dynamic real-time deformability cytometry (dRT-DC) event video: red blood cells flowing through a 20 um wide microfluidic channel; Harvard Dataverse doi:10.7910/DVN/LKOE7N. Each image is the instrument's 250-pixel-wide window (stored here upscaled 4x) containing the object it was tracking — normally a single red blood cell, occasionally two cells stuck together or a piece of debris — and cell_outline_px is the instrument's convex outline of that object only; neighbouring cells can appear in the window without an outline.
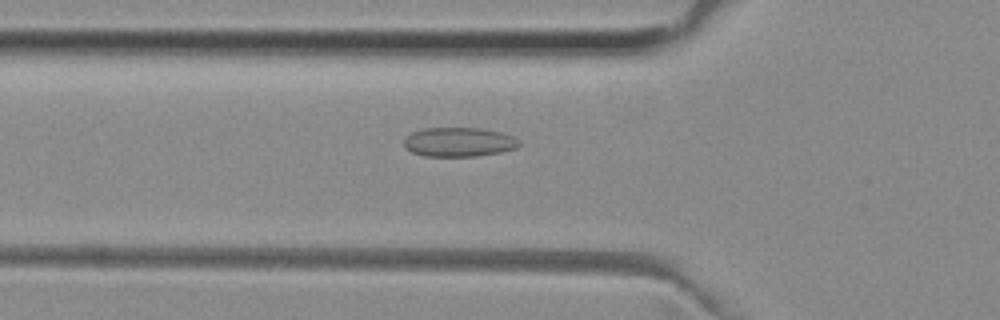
{"species": "common noctule bat (a hibernating species)", "species_latin": "Nyctalus noctula", "temperature_condition": "room temperature", "stored_images_in_passage": 36, "camera_frame_rate_fps": 3000, "um_per_image_px": 0.085, "animal": {"sex": "female", "body_mass_g": 29.2, "forearm_length_mm": 56.3}, "frame": {"image": 1, "passage_image": 2, "time_ms": 0.333, "image_size_px": [1000, 320], "cell_outline_px": [[520, 144], [516, 148], [500, 152], [476, 156], [424, 156], [412, 152], [404, 144], [404, 136], [412, 132], [424, 128], [480, 128], [500, 132], [512, 136], [520, 140]], "centroid_in_image_um": [39.0, 12.07], "position_along_channel_um": 86.8, "area_um2": 19.59}}
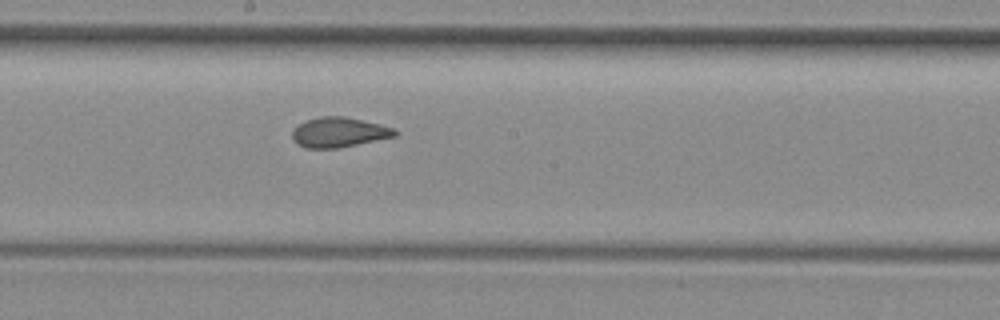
{"frame": {"image": 2, "passage_image": 12, "time_ms": 3.667, "image_size_px": [1000, 320], "cell_outline_px": [[396, 136], [336, 148], [308, 148], [300, 144], [292, 136], [292, 132], [304, 120], [320, 116], [344, 116], [380, 124], [392, 128], [396, 132]], "centroid_in_image_um": [28.81, 11.23], "position_along_channel_um": 219.4, "area_um2": 17.46}}
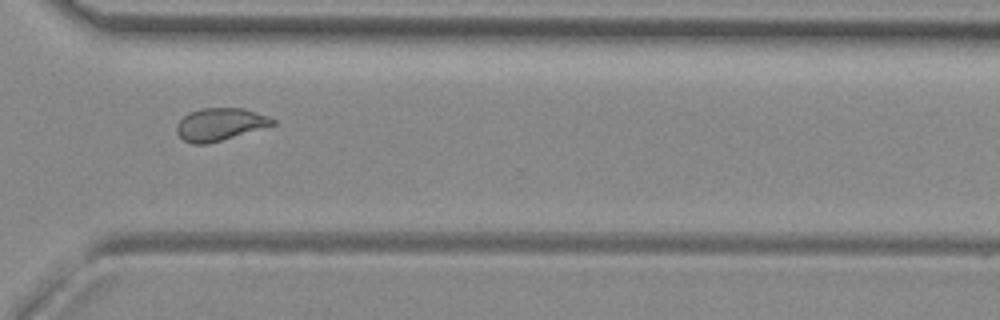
{"frame": {"image": 3, "passage_image": 22, "time_ms": 7.0, "image_size_px": [1000, 320], "cell_outline_px": [[276, 124], [208, 144], [192, 144], [184, 140], [176, 132], [176, 124], [188, 112], [200, 108], [244, 108], [268, 116], [276, 120]], "centroid_in_image_um": [18.68, 10.56], "position_along_channel_um": 351.9, "area_um2": 18.21}}